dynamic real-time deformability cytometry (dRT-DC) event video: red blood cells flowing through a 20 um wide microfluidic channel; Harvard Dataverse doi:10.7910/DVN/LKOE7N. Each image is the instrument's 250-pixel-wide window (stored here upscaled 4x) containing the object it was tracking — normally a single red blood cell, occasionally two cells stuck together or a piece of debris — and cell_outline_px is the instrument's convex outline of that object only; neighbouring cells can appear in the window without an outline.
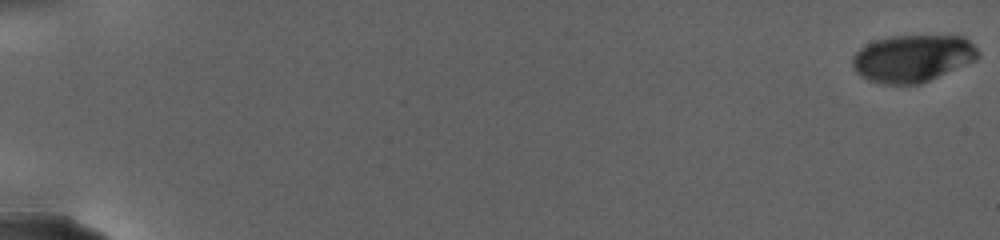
{"species": "human", "species_latin": "Homo sapiens", "temperature_condition": "warm", "stored_images_in_passage": 42, "camera_frame_rate_fps": 3000, "um_per_image_px": 0.085, "donor": {"sex": "female"}, "frame": {"image": 1, "passage_image": 1, "time_ms": 0.0, "image_size_px": [1000, 240], "cell_outline_px": [[980, 56], [976, 60], [920, 84], [884, 84], [868, 80], [860, 76], [856, 72], [852, 64], [852, 56], [860, 48], [876, 40], [888, 36], [964, 36], [980, 52]], "centroid_in_image_um": [77.56, 4.96], "position_along_channel_um": 7.4, "area_um2": 34.51}}
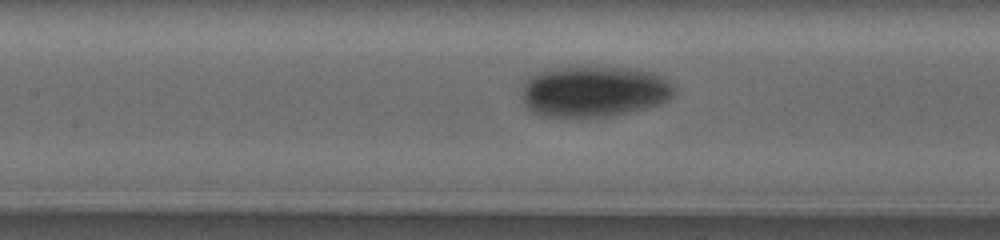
{"frame": {"image": 2, "passage_image": 24, "time_ms": 14.333, "image_size_px": [1000, 240], "cell_outline_px": [[676, 92], [668, 100], [660, 104], [612, 116], [580, 120], [540, 116], [532, 112], [524, 104], [520, 96], [520, 92], [524, 80], [528, 76], [544, 68], [560, 64], [580, 64], [636, 68], [656, 72], [664, 76], [676, 84]], "centroid_in_image_um": [50.43, 7.73], "position_along_channel_um": 157.0, "area_um2": 48.73}}
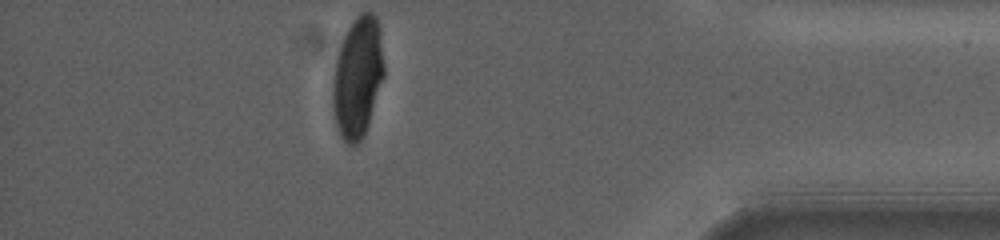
{"frame": {"image": 3, "passage_image": 42, "time_ms": 25.667, "image_size_px": [1000, 240], "cell_outline_px": [[384, 76], [364, 136], [356, 144], [348, 144], [340, 136], [336, 128], [332, 108], [332, 80], [336, 60], [344, 36], [348, 28], [356, 16], [360, 12], [372, 12], [376, 16], [380, 28], [384, 64]], "centroid_in_image_um": [30.39, 6.57], "position_along_channel_um": 404.8, "area_um2": 36.24}, "authors_computed_cell_mechanics": {"area_um2": 42.5119, "velocity_mm_per_s": 2.4803, "shape_relaxation_time_tau1_ms": 7.8386, "shape_relaxation_time_tau2_ms": 2.572, "deformation_change_tau1": 0.1967, "deformation_change_tau2": 0.0484}}